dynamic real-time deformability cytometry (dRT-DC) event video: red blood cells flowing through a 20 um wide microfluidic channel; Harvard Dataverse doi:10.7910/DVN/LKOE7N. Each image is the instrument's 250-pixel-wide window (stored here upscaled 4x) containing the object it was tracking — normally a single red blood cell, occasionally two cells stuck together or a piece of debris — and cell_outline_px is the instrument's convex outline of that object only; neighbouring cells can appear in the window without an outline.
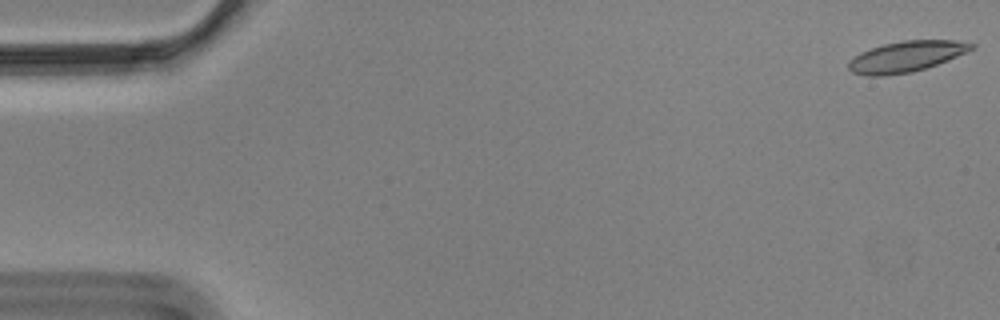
{"species": "Egyptian fruit bat (a non-hibernating species)", "species_latin": "Rousettus aegyptiacus", "temperature_condition": "cold", "stored_images_in_passage": 57, "camera_frame_rate_fps": 3000, "um_per_image_px": 0.085, "animal": {"sex": "male"}, "frame": {"image": 1, "passage_image": 1, "time_ms": 0.0, "image_size_px": [1000, 320], "cell_outline_px": [[976, 48], [936, 64], [912, 72], [884, 76], [868, 76], [852, 72], [848, 68], [848, 60], [860, 52], [884, 44], [904, 40], [956, 40], [976, 44]], "centroid_in_image_um": [77.01, 4.8], "position_along_channel_um": 8.0, "area_um2": 21.96}}
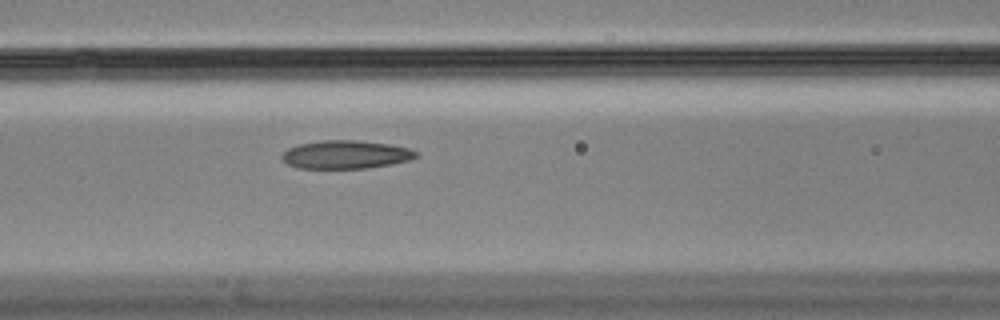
{"frame": {"image": 2, "passage_image": 24, "time_ms": 7.667, "image_size_px": [1000, 320], "cell_outline_px": [[420, 156], [412, 160], [392, 164], [368, 168], [296, 168], [288, 164], [280, 156], [288, 148], [300, 144], [324, 140], [352, 140], [388, 144], [412, 148]], "centroid_in_image_um": [29.44, 13.14], "position_along_channel_um": 137.2, "area_um2": 22.14}}
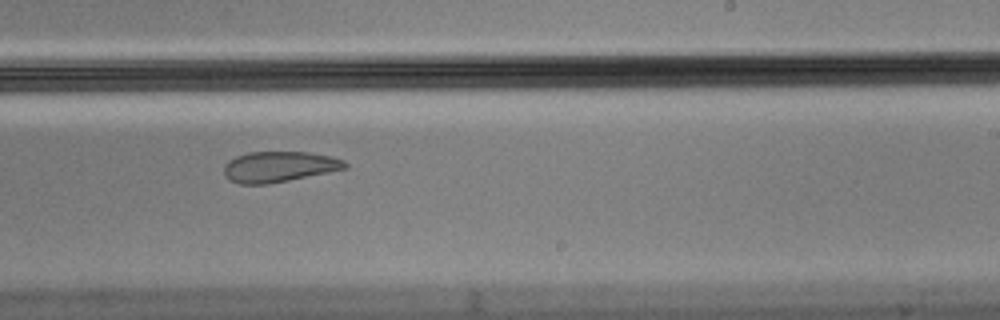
{"frame": {"image": 3, "passage_image": 35, "time_ms": 11.333, "image_size_px": [1000, 320], "cell_outline_px": [[348, 168], [268, 184], [240, 184], [228, 180], [224, 176], [224, 164], [228, 160], [236, 156], [248, 152], [308, 152], [332, 156], [344, 160], [348, 164]], "centroid_in_image_um": [23.69, 14.17], "position_along_channel_um": 265.3, "area_um2": 21.73}, "authors_computed_cell_mechanics": {"area_um2": 23.0044, "velocity_mm_per_s": 3.5035, "shape_relaxation_time_tau1_ms": null, "shape_relaxation_time_tau2_ms": 1.4466, "deformation_change_tau1": null, "deformation_change_tau2": 0.0558}}